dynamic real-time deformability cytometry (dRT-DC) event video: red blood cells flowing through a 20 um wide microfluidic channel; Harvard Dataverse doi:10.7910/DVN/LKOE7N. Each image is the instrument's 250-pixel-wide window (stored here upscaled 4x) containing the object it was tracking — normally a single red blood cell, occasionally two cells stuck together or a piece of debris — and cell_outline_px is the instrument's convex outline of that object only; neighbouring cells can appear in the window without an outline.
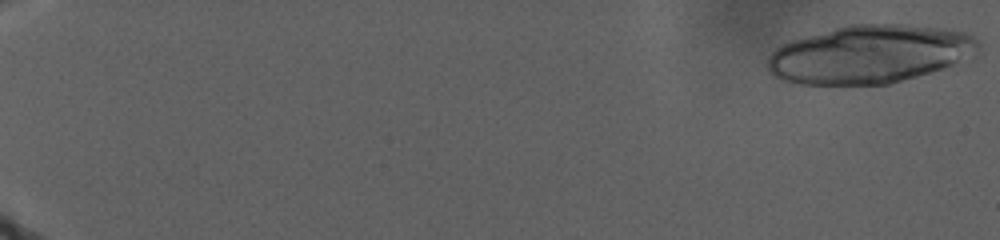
{"species": "human", "species_latin": "Homo sapiens", "temperature_condition": "warm", "stored_images_in_passage": 56, "camera_frame_rate_fps": 3000, "um_per_image_px": 0.085, "donor": {"sex": "male"}, "frame": {"image": 1, "passage_image": 1, "time_ms": 0.0, "image_size_px": [1000, 240], "cell_outline_px": [[980, 48], [976, 56], [972, 60], [932, 72], [888, 84], [800, 84], [780, 80], [772, 76], [768, 68], [768, 56], [776, 48], [792, 40], [836, 28], [852, 24], [900, 24], [952, 28], [964, 32], [980, 40]], "centroid_in_image_um": [74.04, 4.61], "position_along_channel_um": 11.0, "area_um2": 72.13}}
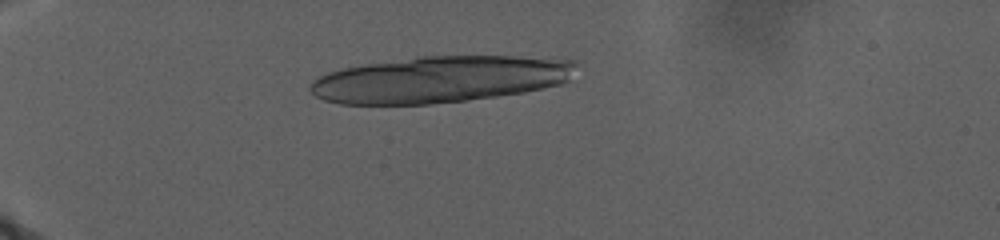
{"frame": {"image": 2, "passage_image": 39, "time_ms": 11.0, "image_size_px": [1000, 240], "cell_outline_px": [[576, 64], [568, 80], [560, 84], [544, 88], [524, 92], [468, 100], [432, 104], [340, 104], [324, 100], [316, 96], [308, 88], [312, 80], [316, 76], [328, 72], [344, 68], [368, 64], [420, 56], [512, 56], [572, 60]], "centroid_in_image_um": [37.35, 6.75], "position_along_channel_um": 47.6, "area_um2": 71.79}}